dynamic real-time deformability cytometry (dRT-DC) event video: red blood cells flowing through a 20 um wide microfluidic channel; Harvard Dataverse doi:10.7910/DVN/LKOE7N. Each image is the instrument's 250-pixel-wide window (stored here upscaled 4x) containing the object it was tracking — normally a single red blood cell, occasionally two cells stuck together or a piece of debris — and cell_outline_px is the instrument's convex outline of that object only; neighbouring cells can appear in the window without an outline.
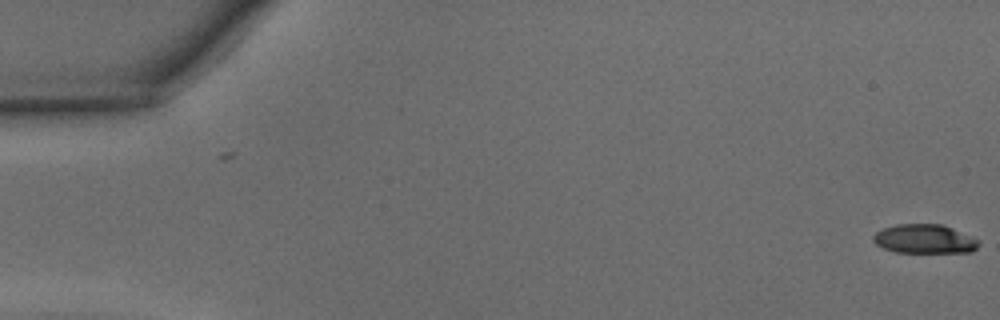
{"species": "common noctule bat (a hibernating species)", "species_latin": "Nyctalus noctula", "temperature_condition": "warm", "stored_images_in_passage": 2, "camera_frame_rate_fps": 3000, "um_per_image_px": 0.085, "animal": {"sex": "male", "body_mass_g": 15.6}, "frame": {"image": 1, "passage_image": 2, "time_ms": 0.333, "image_size_px": [1000, 320], "cell_outline_px": [[980, 244], [972, 252], [896, 252], [884, 248], [876, 244], [872, 240], [872, 236], [876, 232], [884, 228], [896, 224], [944, 224], [980, 240]], "centroid_in_image_um": [78.6, 20.3], "position_along_channel_um": 6.4, "area_um2": 17.92}}